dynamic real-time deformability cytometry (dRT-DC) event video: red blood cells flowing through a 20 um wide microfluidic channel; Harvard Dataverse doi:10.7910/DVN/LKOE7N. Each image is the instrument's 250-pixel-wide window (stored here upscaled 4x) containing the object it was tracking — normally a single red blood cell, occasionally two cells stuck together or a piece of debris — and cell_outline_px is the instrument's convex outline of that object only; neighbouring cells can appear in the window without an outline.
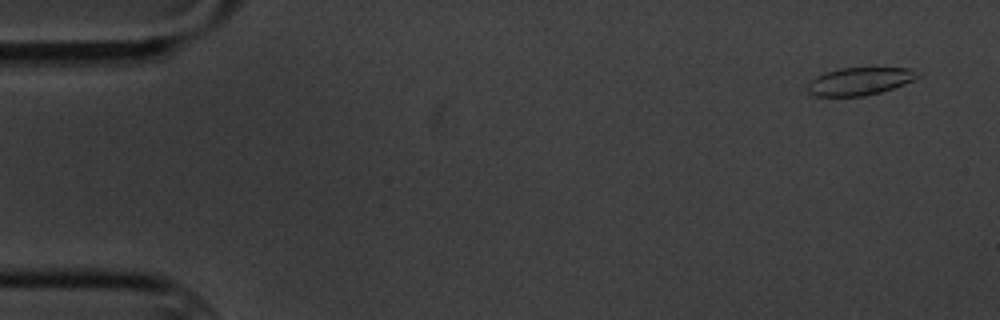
{"species": "common noctule bat (a hibernating species)", "species_latin": "Nyctalus noctula", "temperature_condition": "cold", "stored_images_in_passage": 5, "camera_frame_rate_fps": 3000, "um_per_image_px": 0.085, "animal": {"sex": "male", "body_mass_g": 20.1, "forearm_length_mm": 53.5}, "frame": {"image": 1, "passage_image": 1, "time_ms": 0.0, "image_size_px": [1000, 320], "cell_outline_px": [[920, 76], [904, 84], [880, 92], [864, 96], [816, 96], [808, 92], [808, 84], [816, 76], [824, 72], [840, 68], [908, 68]], "centroid_in_image_um": [73.02, 6.91], "position_along_channel_um": 12.0, "area_um2": 17.46}}
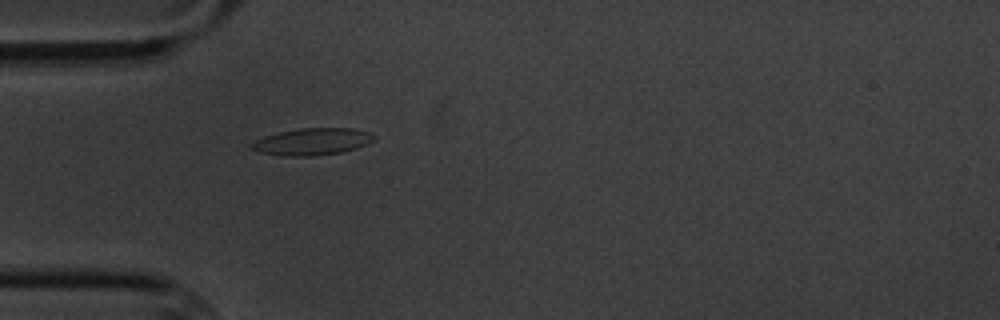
{"frame": {"image": 2, "passage_image": 5, "time_ms": 4.667, "image_size_px": [1000, 320], "cell_outline_px": [[376, 140], [356, 148], [340, 152], [312, 156], [280, 156], [260, 152], [252, 148], [248, 144], [264, 136], [280, 132], [300, 128], [352, 128], [368, 132], [376, 136]], "centroid_in_image_um": [26.54, 12.04], "position_along_channel_um": 58.5, "area_um2": 19.19}}